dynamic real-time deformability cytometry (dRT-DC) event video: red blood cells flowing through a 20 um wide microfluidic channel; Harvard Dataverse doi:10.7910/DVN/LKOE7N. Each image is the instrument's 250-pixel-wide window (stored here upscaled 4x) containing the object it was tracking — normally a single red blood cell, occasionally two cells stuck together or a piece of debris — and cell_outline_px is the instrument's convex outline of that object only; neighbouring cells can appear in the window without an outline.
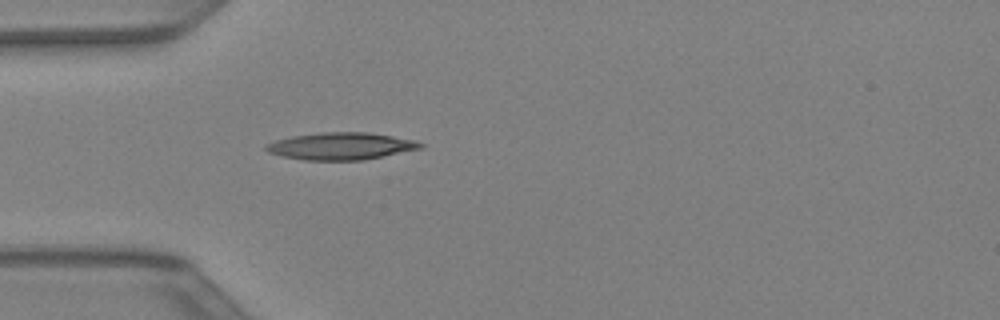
{"species": "Egyptian fruit bat (a non-hibernating species)", "species_latin": "Rousettus aegyptiacus", "temperature_condition": "warm", "stored_images_in_passage": 31, "camera_frame_rate_fps": 3000, "um_per_image_px": 0.085, "animal": {"sex": "female"}, "frame": {"image": 1, "passage_image": 1, "time_ms": 0.0, "image_size_px": [1000, 320], "cell_outline_px": [[424, 148], [360, 160], [304, 160], [284, 156], [268, 152], [264, 148], [264, 144], [276, 140], [292, 136], [320, 132], [368, 132], [416, 140], [424, 144]], "centroid_in_image_um": [28.98, 12.41], "position_along_channel_um": 56.0, "area_um2": 24.39}}
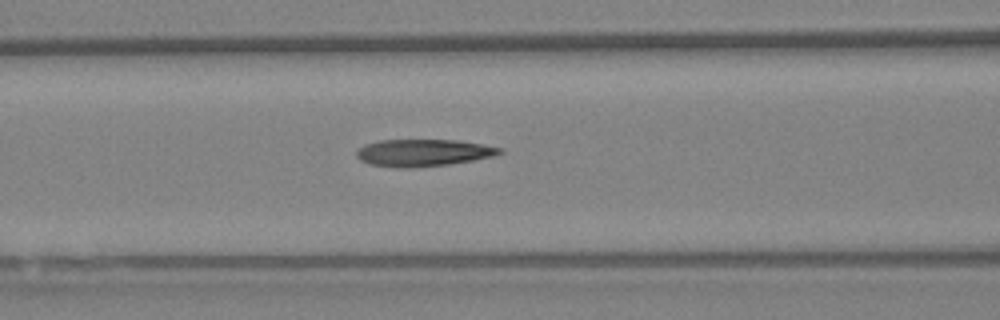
{"frame": {"image": 2, "passage_image": 6, "time_ms": 1.667, "image_size_px": [1000, 320], "cell_outline_px": [[504, 152], [492, 156], [472, 160], [448, 164], [408, 168], [396, 168], [368, 164], [360, 160], [356, 156], [356, 152], [364, 144], [380, 140], [460, 140], [504, 148]], "centroid_in_image_um": [35.96, 12.98], "position_along_channel_um": 130.6, "area_um2": 22.66}}
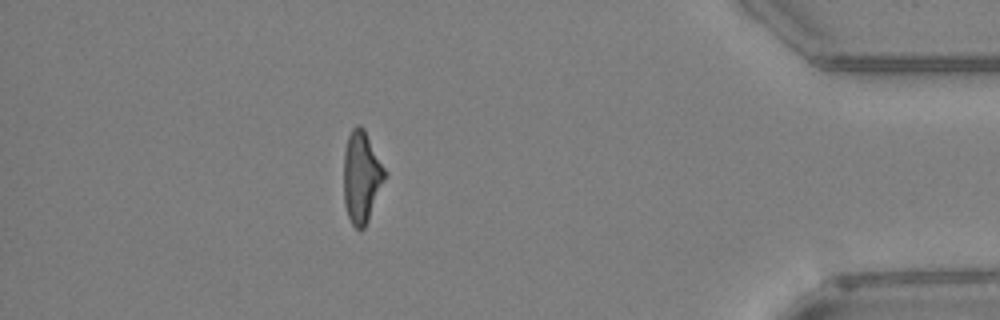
{"frame": {"image": 3, "passage_image": 26, "time_ms": 8.333, "image_size_px": [1000, 320], "cell_outline_px": [[388, 176], [368, 220], [364, 228], [360, 232], [352, 224], [348, 216], [344, 204], [344, 152], [348, 136], [352, 128], [356, 124], [360, 124], [364, 128], [388, 172]], "centroid_in_image_um": [30.76, 15.03], "position_along_channel_um": 404.4, "area_um2": 22.48}}